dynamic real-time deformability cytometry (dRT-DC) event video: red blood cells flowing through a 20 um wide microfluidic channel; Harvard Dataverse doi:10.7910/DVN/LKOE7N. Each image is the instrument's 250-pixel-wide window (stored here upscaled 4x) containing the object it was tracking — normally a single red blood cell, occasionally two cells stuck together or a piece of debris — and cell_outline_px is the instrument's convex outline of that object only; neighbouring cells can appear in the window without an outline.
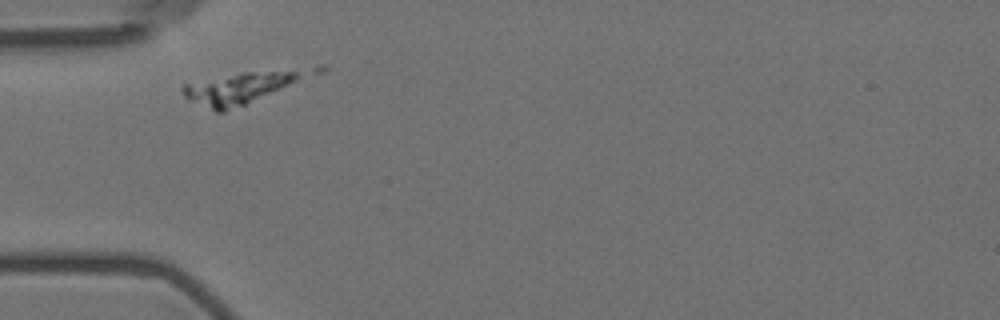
{"species": "Egyptian fruit bat (a non-hibernating species)", "species_latin": "Rousettus aegyptiacus", "temperature_condition": "room temperature", "stored_images_in_passage": 2, "camera_frame_rate_fps": 3000, "um_per_image_px": 0.085, "animal": {"sex": "female"}, "frame": {"image": 1, "passage_image": 1, "time_ms": 0.0, "image_size_px": [1000, 320], "cell_outline_px": [[328, 68], [324, 72], [224, 112], [216, 112], [188, 100], [184, 96], [180, 88], [184, 84], [244, 72], [320, 64], [324, 64]], "centroid_in_image_um": [20.89, 7.34], "position_along_channel_um": 64.1, "area_um2": 24.51}}
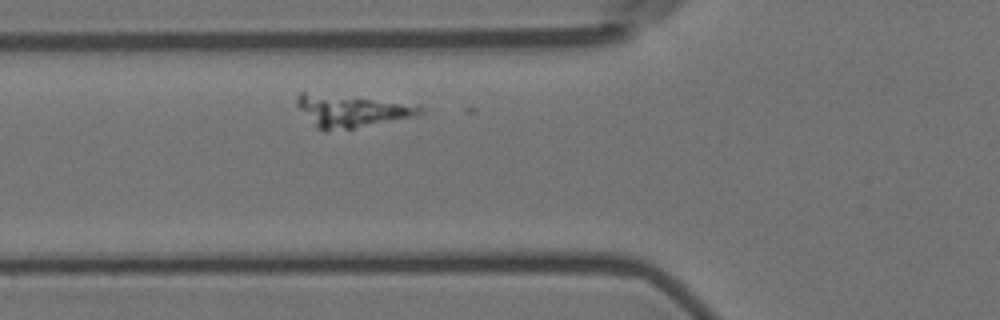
{"frame": {"image": 2, "passage_image": 2, "time_ms": 1.0, "image_size_px": [1000, 320], "cell_outline_px": [[424, 108], [416, 116], [352, 128], [316, 128], [296, 104], [296, 96], [300, 92], [304, 92], [420, 104]], "centroid_in_image_um": [29.91, 9.39], "position_along_channel_um": 95.9, "area_um2": 22.37}}